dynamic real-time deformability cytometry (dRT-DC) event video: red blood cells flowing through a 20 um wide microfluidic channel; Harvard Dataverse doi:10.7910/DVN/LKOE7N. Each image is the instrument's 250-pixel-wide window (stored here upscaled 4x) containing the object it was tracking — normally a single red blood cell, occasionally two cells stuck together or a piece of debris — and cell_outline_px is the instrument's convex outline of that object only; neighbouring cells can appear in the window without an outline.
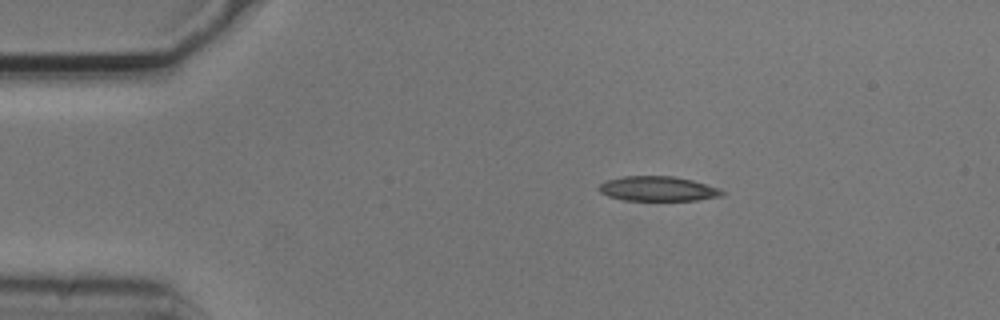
{"species": "common noctule bat (a hibernating species)", "species_latin": "Nyctalus noctula", "temperature_condition": "cold", "stored_images_in_passage": 4, "camera_frame_rate_fps": 3000, "um_per_image_px": 0.085, "animal": {"sex": "male", "body_mass_g": 20.5, "forearm_length_mm": 52.5}, "frame": {"image": 1, "passage_image": 1, "time_ms": 0.0, "image_size_px": [1000, 320], "cell_outline_px": [[724, 196], [696, 200], [624, 200], [608, 196], [600, 192], [596, 188], [604, 180], [624, 176], [672, 176], [692, 180], [720, 188], [724, 192]], "centroid_in_image_um": [55.9, 16.04], "position_along_channel_um": 29.1, "area_um2": 17.86}}
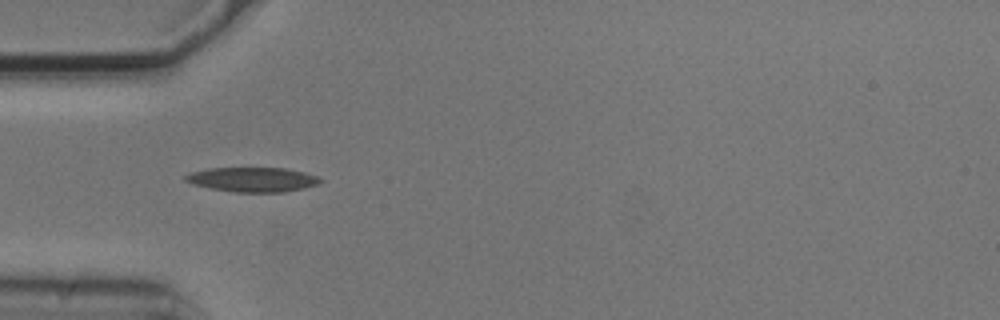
{"frame": {"image": 2, "passage_image": 3, "time_ms": 0.667, "image_size_px": [1000, 320], "cell_outline_px": [[324, 180], [316, 184], [304, 188], [284, 192], [236, 192], [212, 188], [192, 184], [184, 180], [184, 176], [192, 172], [208, 168], [284, 168], [304, 172], [316, 176]], "centroid_in_image_um": [21.46, 15.26], "position_along_channel_um": 63.5, "area_um2": 19.13}}
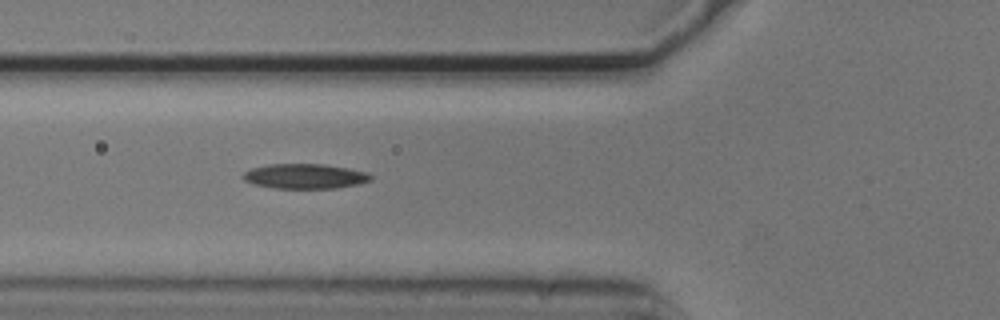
{"frame": {"image": 3, "passage_image": 4, "time_ms": 1.0, "image_size_px": [1000, 320], "cell_outline_px": [[372, 180], [360, 184], [336, 188], [272, 188], [252, 184], [244, 180], [240, 176], [244, 172], [252, 168], [268, 164], [324, 164], [348, 168], [368, 172], [372, 176]], "centroid_in_image_um": [25.91, 14.98], "position_along_channel_um": 99.9, "area_um2": 18.73}}